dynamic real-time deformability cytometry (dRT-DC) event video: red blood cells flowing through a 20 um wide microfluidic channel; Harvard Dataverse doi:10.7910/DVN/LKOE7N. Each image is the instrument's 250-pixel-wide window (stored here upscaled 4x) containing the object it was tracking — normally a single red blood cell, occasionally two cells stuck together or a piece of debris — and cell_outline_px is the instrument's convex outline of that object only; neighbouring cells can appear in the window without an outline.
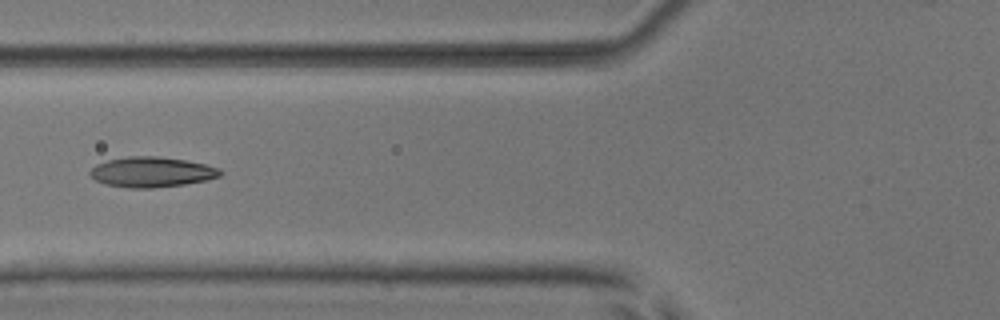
{"species": "common noctule bat (a hibernating species)", "species_latin": "Nyctalus noctula", "temperature_condition": "room temperature", "stored_images_in_passage": 6, "camera_frame_rate_fps": 3000, "um_per_image_px": 0.085, "animal": {"sex": "male", "body_mass_g": 17.9, "forearm_length_mm": 54.2}, "frame": {"image": 1, "passage_image": 6, "time_ms": 1.667, "image_size_px": [1000, 320], "cell_outline_px": [[224, 172], [220, 176], [208, 180], [184, 184], [152, 188], [128, 188], [104, 184], [96, 180], [88, 172], [96, 164], [108, 160], [128, 156], [160, 156], [184, 160], [204, 164], [220, 168]], "centroid_in_image_um": [12.9, 14.62], "position_along_channel_um": 112.9, "area_um2": 23.0}}